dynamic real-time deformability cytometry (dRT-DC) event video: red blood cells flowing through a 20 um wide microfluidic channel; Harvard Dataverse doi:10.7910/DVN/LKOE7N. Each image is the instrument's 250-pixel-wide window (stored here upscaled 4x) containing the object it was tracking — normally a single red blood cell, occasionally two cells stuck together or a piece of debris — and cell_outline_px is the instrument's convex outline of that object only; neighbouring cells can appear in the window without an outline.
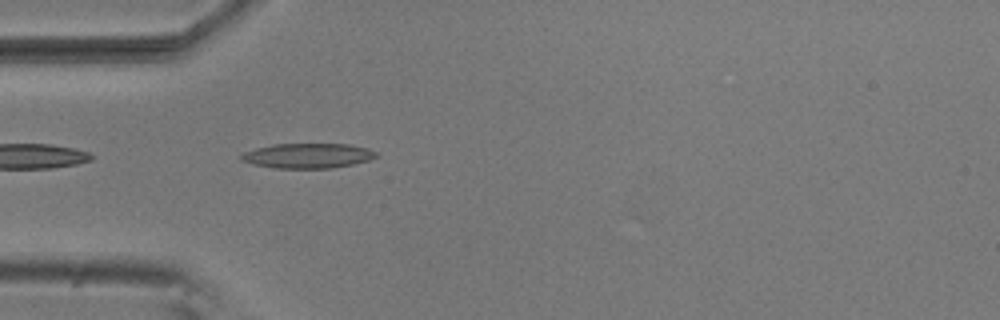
{"species": "common noctule bat (a hibernating species)", "species_latin": "Nyctalus noctula", "temperature_condition": "room temperature", "stored_images_in_passage": 4, "camera_frame_rate_fps": 3000, "um_per_image_px": 0.085, "animal": {"sex": "male", "body_mass_g": 20.5, "forearm_length_mm": 52.5}, "frame": {"image": 1, "passage_image": 4, "time_ms": 1.0, "image_size_px": [1000, 320], "cell_outline_px": [[376, 156], [368, 160], [352, 164], [332, 168], [276, 168], [252, 164], [240, 160], [240, 156], [244, 152], [256, 148], [272, 144], [348, 144], [368, 148], [376, 152]], "centroid_in_image_um": [26.12, 13.23], "position_along_channel_um": 58.9, "area_um2": 19.48}}